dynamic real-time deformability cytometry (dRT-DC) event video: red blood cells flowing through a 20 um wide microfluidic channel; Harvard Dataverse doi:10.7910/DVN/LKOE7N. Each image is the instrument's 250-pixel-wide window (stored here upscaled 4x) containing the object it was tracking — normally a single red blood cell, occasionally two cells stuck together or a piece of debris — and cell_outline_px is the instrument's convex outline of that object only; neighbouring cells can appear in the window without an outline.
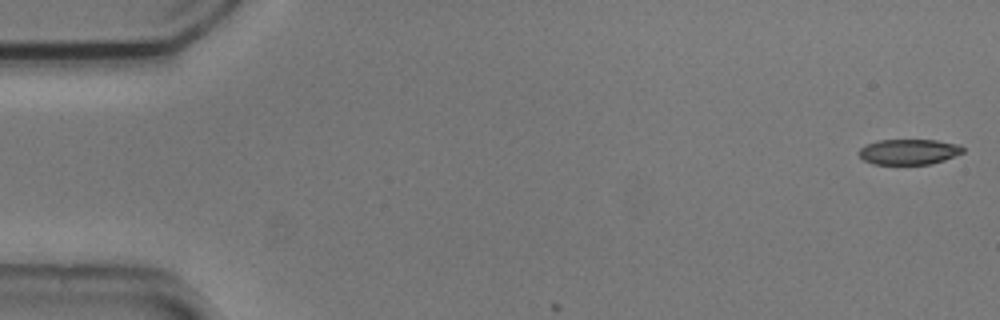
{"species": "common noctule bat (a hibernating species)", "species_latin": "Nyctalus noctula", "temperature_condition": "cold", "stored_images_in_passage": 3, "camera_frame_rate_fps": 3000, "um_per_image_px": 0.085, "animal": {"sex": "male", "body_mass_g": 20.5, "forearm_length_mm": 52.5}, "frame": {"image": 1, "passage_image": 1, "time_ms": 0.0, "image_size_px": [1000, 320], "cell_outline_px": [[964, 152], [944, 160], [932, 164], [872, 164], [864, 160], [860, 156], [860, 148], [868, 144], [880, 140], [936, 140], [960, 144], [964, 148]], "centroid_in_image_um": [77.3, 12.9], "position_along_channel_um": 7.7, "area_um2": 15.37}}